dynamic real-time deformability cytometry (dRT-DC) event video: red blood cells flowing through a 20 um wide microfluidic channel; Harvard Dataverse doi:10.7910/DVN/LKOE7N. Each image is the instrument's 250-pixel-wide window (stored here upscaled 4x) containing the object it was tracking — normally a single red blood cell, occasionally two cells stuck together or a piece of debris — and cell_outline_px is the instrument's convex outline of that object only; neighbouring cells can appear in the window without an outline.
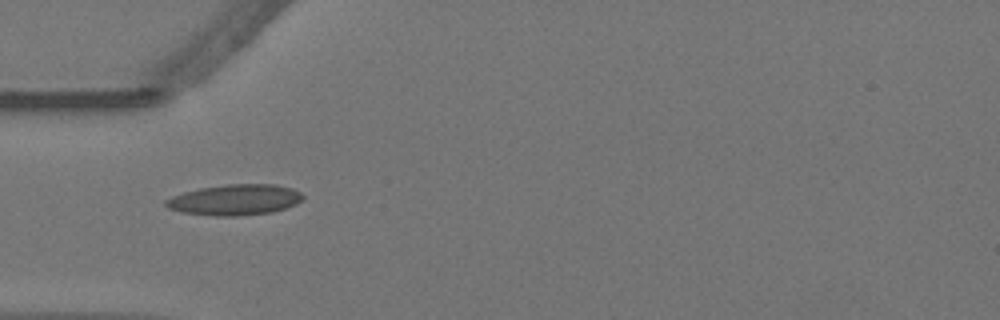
{"species": "Egyptian fruit bat (a non-hibernating species)", "species_latin": "Rousettus aegyptiacus", "temperature_condition": "warm", "stored_images_in_passage": 9, "camera_frame_rate_fps": 3000, "um_per_image_px": 0.085, "animal": {"sex": "female"}, "frame": {"image": 1, "passage_image": 1, "time_ms": 0.0, "image_size_px": [1000, 320], "cell_outline_px": [[304, 196], [296, 204], [272, 212], [236, 216], [216, 216], [184, 212], [168, 208], [164, 204], [164, 200], [172, 196], [184, 192], [200, 188], [228, 184], [276, 184], [292, 188], [300, 192]], "centroid_in_image_um": [19.96, 16.97], "position_along_channel_um": 65.0, "area_um2": 24.45}}
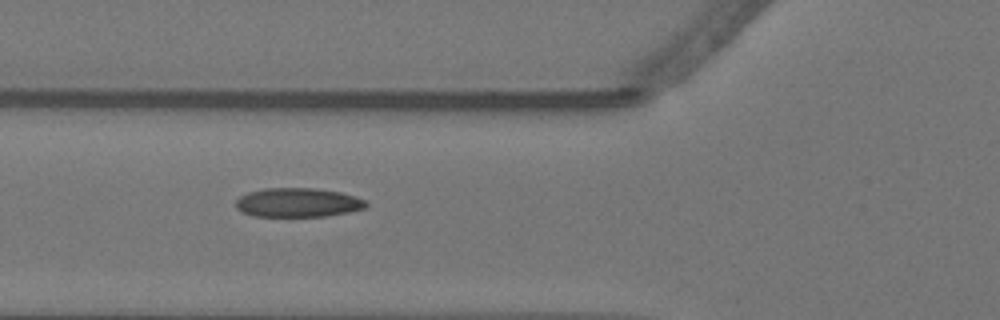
{"frame": {"image": 2, "passage_image": 4, "time_ms": 1.0, "image_size_px": [1000, 320], "cell_outline_px": [[368, 204], [364, 208], [348, 212], [328, 216], [252, 216], [236, 208], [236, 200], [240, 196], [248, 192], [264, 188], [312, 188], [340, 192], [356, 196], [364, 200]], "centroid_in_image_um": [25.31, 17.21], "position_along_channel_um": 100.5, "area_um2": 22.02}}
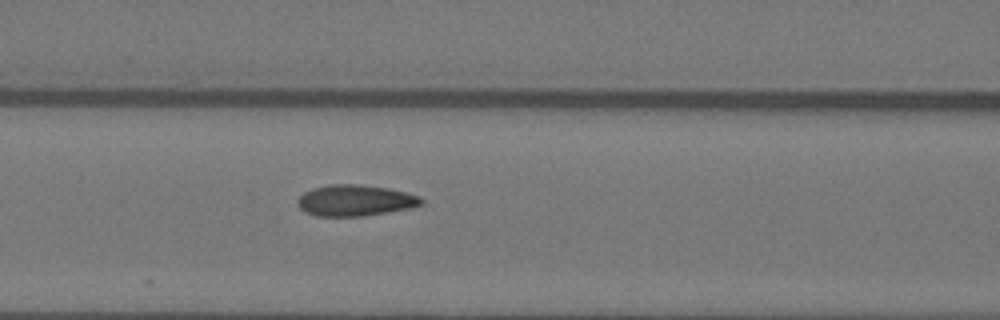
{"frame": {"image": 3, "passage_image": 7, "time_ms": 2.0, "image_size_px": [1000, 320], "cell_outline_px": [[424, 204], [408, 208], [364, 216], [316, 216], [304, 212], [296, 204], [296, 200], [304, 192], [312, 188], [328, 184], [356, 184], [388, 188], [420, 196], [424, 200]], "centroid_in_image_um": [30.15, 17.03], "position_along_channel_um": 136.5, "area_um2": 22.54}}